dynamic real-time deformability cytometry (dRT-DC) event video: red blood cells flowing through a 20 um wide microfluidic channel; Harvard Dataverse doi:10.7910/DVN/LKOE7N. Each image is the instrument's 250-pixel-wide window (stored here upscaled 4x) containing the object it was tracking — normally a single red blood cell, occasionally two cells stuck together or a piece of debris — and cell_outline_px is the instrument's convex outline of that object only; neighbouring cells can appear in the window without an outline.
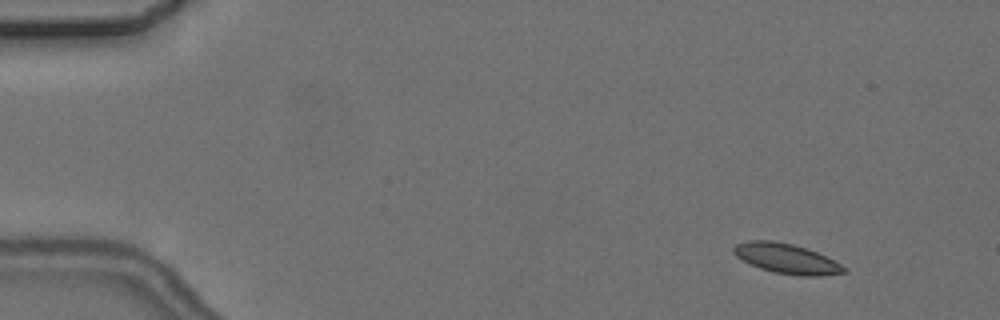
{"species": "common noctule bat (a hibernating species)", "species_latin": "Nyctalus noctula", "temperature_condition": "cold", "stored_images_in_passage": 5, "camera_frame_rate_fps": 3000, "um_per_image_px": 0.085, "animal": {"sex": "female", "body_mass_g": 24.6, "forearm_length_mm": 56.2}, "frame": {"image": 1, "passage_image": 2, "time_ms": 1.333, "image_size_px": [1000, 320], "cell_outline_px": [[848, 272], [824, 276], [800, 276], [772, 272], [760, 268], [736, 256], [732, 252], [732, 248], [736, 244], [748, 240], [772, 240], [792, 244], [808, 248], [840, 264]], "centroid_in_image_um": [66.84, 21.98], "position_along_channel_um": 18.2, "area_um2": 19.19}}
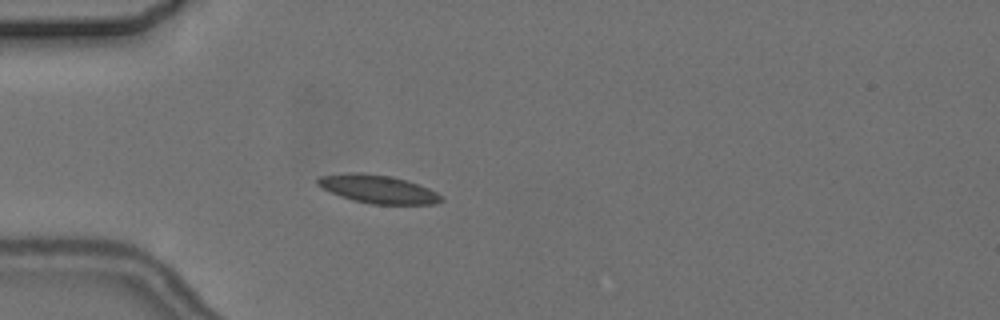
{"frame": {"image": 2, "passage_image": 5, "time_ms": 5.0, "image_size_px": [1000, 320], "cell_outline_px": [[444, 200], [436, 204], [372, 204], [352, 200], [340, 196], [316, 184], [316, 180], [320, 176], [344, 172], [364, 172], [392, 176], [408, 180], [428, 188], [444, 196]], "centroid_in_image_um": [32.14, 16.06], "position_along_channel_um": 52.9, "area_um2": 20.58}}